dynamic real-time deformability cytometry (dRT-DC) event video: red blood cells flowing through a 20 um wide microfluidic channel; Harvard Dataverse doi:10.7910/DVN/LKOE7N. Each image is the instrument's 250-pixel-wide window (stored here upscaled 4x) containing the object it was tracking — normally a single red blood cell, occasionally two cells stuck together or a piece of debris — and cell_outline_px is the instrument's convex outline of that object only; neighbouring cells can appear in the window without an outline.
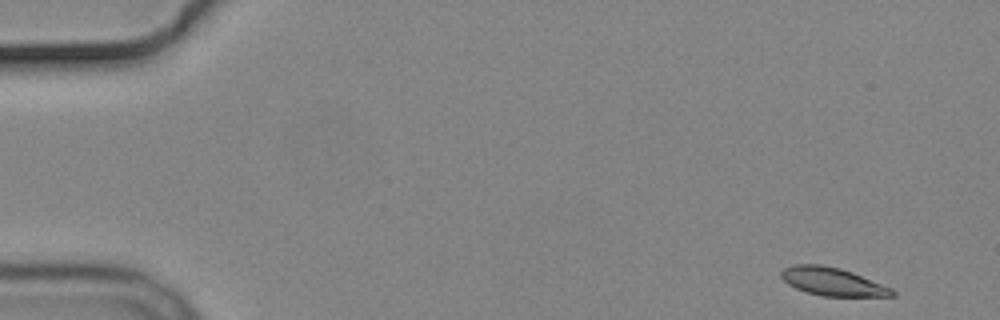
{"species": "common noctule bat (a hibernating species)", "species_latin": "Nyctalus noctula", "temperature_condition": "cold", "stored_images_in_passage": 6, "camera_frame_rate_fps": 3000, "um_per_image_px": 0.085, "animal": {"sex": "male", "body_mass_g": 19.2, "forearm_length_mm": 51.8}, "frame": {"image": 1, "passage_image": 1, "time_ms": 0.0, "image_size_px": [1000, 320], "cell_outline_px": [[896, 296], [824, 296], [808, 292], [796, 288], [788, 284], [780, 276], [780, 272], [784, 268], [792, 264], [820, 264], [840, 268], [852, 272], [892, 288], [896, 292]], "centroid_in_image_um": [70.76, 23.93], "position_along_channel_um": 14.2, "area_um2": 18.09}}
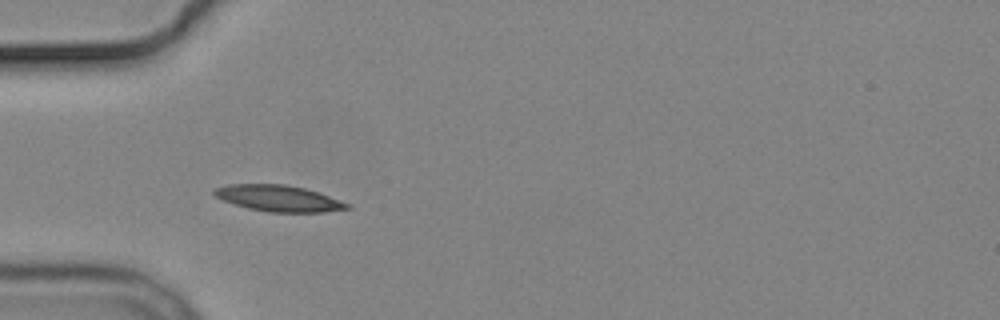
{"frame": {"image": 2, "passage_image": 5, "time_ms": 4.667, "image_size_px": [1000, 320], "cell_outline_px": [[352, 208], [324, 212], [268, 212], [248, 208], [224, 200], [216, 196], [212, 192], [212, 188], [228, 184], [284, 184], [304, 188], [352, 204]], "centroid_in_image_um": [23.69, 16.85], "position_along_channel_um": 61.3, "area_um2": 20.23}}
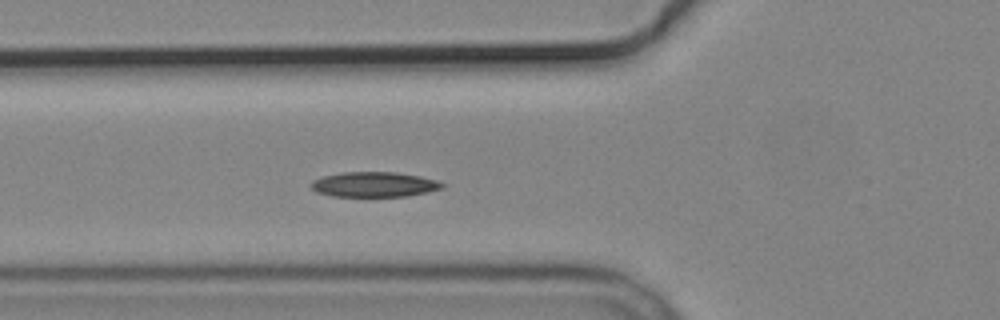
{"frame": {"image": 3, "passage_image": 6, "time_ms": 5.667, "image_size_px": [1000, 320], "cell_outline_px": [[444, 188], [428, 192], [408, 196], [332, 196], [316, 192], [308, 184], [312, 180], [324, 176], [340, 172], [396, 172], [420, 176], [436, 180], [444, 184]], "centroid_in_image_um": [31.79, 15.67], "position_along_channel_um": 94.0, "area_um2": 19.25}}